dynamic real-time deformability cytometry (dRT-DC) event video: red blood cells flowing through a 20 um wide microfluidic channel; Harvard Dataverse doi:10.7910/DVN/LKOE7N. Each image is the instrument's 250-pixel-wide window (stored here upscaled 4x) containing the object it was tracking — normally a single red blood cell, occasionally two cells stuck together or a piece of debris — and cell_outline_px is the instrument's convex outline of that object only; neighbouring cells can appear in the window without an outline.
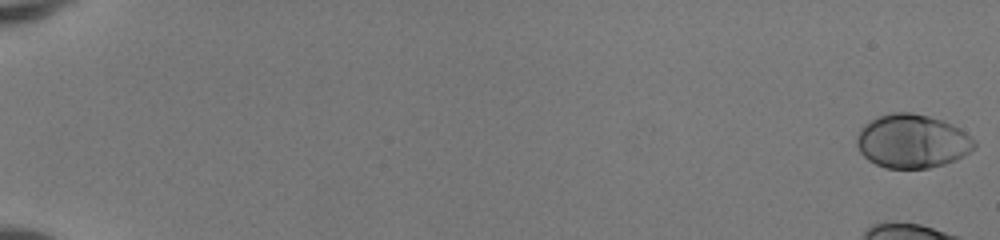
{"species": "human", "species_latin": "Homo sapiens", "temperature_condition": "room temperature", "stored_images_in_passage": 49, "camera_frame_rate_fps": 3000, "um_per_image_px": 0.085, "donor": {"sex": "female"}, "frame": {"image": 1, "passage_image": 1, "time_ms": 0.0, "image_size_px": [1000, 240], "cell_outline_px": [[976, 148], [964, 156], [956, 160], [944, 164], [928, 168], [884, 168], [868, 160], [860, 152], [856, 144], [856, 136], [860, 128], [864, 124], [876, 116], [892, 112], [912, 112], [944, 120], [960, 128], [976, 140]], "centroid_in_image_um": [77.54, 11.99], "position_along_channel_um": 7.5, "area_um2": 37.34}}
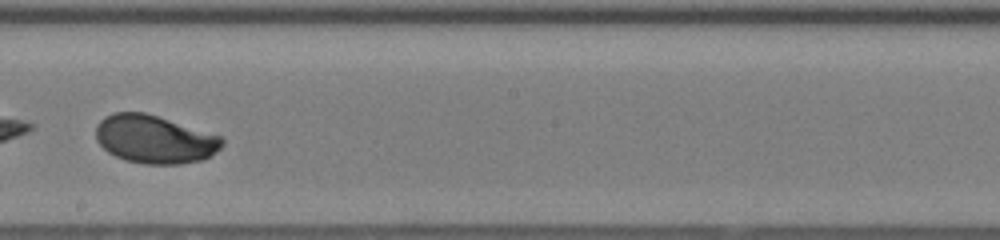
{"frame": {"image": 2, "passage_image": 34, "time_ms": 11.0, "image_size_px": [1000, 240], "cell_outline_px": [[224, 144], [216, 152], [204, 160], [180, 164], [144, 164], [124, 160], [108, 152], [96, 140], [96, 124], [104, 116], [116, 112], [144, 112], [224, 136]], "centroid_in_image_um": [13.16, 11.84], "position_along_channel_um": 235.0, "area_um2": 35.78}}
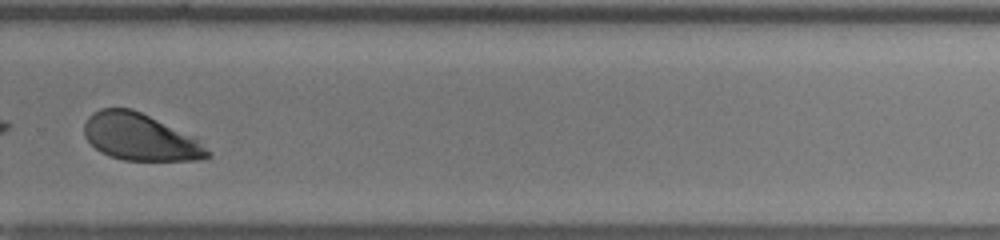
{"frame": {"image": 3, "passage_image": 40, "time_ms": 13.0, "image_size_px": [1000, 240], "cell_outline_px": [[212, 156], [200, 160], [124, 160], [108, 156], [100, 152], [84, 136], [84, 124], [88, 116], [92, 112], [100, 108], [132, 108], [196, 136], [212, 152]], "centroid_in_image_um": [11.96, 11.65], "position_along_channel_um": 317.8, "area_um2": 34.22}, "authors_computed_cell_mechanics": {"area_um2": 35.7204, "velocity_mm_per_s": 4.1494, "shape_relaxation_time_tau1_ms": 2.2523, "shape_relaxation_time_tau2_ms": null, "deformation_change_tau1": 0.1369, "deformation_change_tau2": null}}